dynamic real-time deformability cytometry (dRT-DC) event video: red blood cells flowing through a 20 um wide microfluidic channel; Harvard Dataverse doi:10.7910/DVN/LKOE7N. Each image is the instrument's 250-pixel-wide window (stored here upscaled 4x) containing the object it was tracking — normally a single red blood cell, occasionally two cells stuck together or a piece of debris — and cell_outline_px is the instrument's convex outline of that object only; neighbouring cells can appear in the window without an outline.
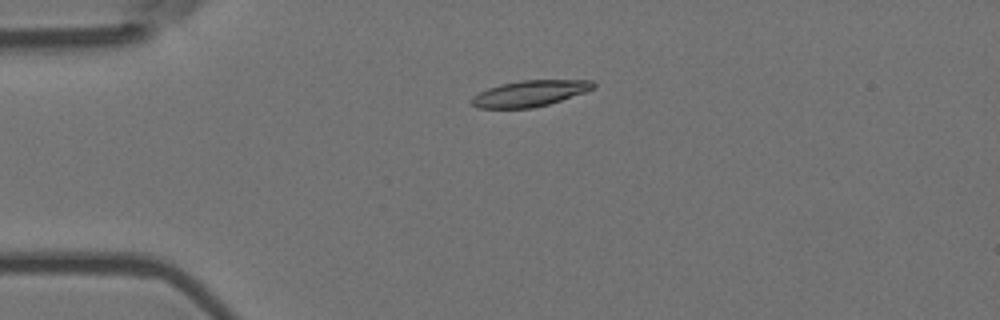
{"species": "Egyptian fruit bat (a non-hibernating species)", "species_latin": "Rousettus aegyptiacus", "temperature_condition": "room temperature", "stored_images_in_passage": 5, "camera_frame_rate_fps": 3000, "um_per_image_px": 0.085, "animal": {"sex": "female"}, "frame": {"image": 1, "passage_image": 4, "time_ms": 1.0, "image_size_px": [1000, 320], "cell_outline_px": [[596, 88], [548, 104], [532, 108], [476, 108], [468, 100], [472, 96], [488, 88], [500, 84], [520, 80], [592, 80], [596, 84]], "centroid_in_image_um": [45.0, 7.94], "position_along_channel_um": 40.0, "area_um2": 18.5}}